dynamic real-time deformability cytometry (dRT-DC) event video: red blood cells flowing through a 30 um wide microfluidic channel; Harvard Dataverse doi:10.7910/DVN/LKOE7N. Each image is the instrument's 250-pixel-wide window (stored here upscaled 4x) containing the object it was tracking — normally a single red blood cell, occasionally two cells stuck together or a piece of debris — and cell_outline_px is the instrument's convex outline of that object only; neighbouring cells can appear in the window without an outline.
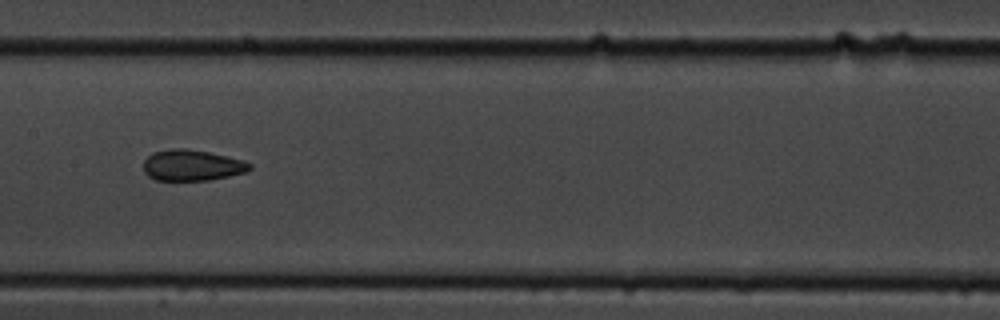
{"species": "common noctule bat (a hibernating species)", "species_latin": "Nyctalus noctula", "temperature_condition": "cold", "stored_images_in_passage": 9, "camera_frame_rate_fps": 3000, "um_per_image_px": 0.085, "animal": {"sex": "male", "body_mass_g": 19.5, "forearm_length_mm": 54.6}, "frame": {"image": 1, "passage_image": 6, "time_ms": 5.667, "image_size_px": [1000, 320], "cell_outline_px": [[252, 168], [248, 172], [208, 180], [156, 180], [148, 176], [144, 172], [144, 160], [152, 152], [172, 148], [188, 148], [208, 152], [244, 160], [252, 164]], "centroid_in_image_um": [16.33, 14.04], "position_along_channel_um": 191.1, "area_um2": 19.31}}
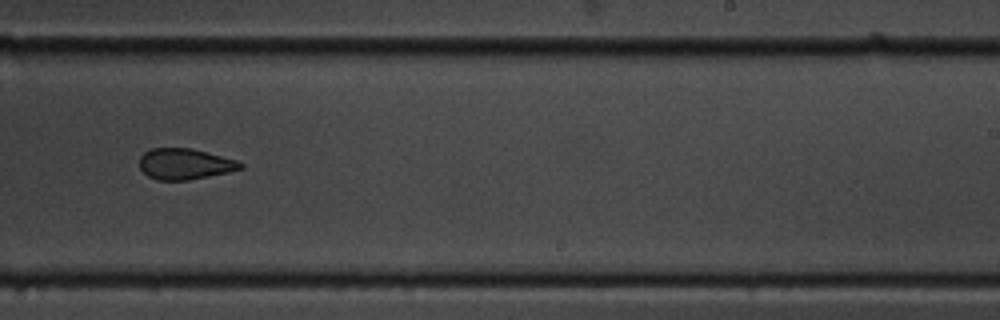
{"frame": {"image": 2, "passage_image": 8, "time_ms": 8.0, "image_size_px": [1000, 320], "cell_outline_px": [[244, 168], [228, 172], [188, 180], [156, 180], [148, 176], [140, 168], [140, 156], [144, 152], [152, 148], [192, 148], [236, 160], [244, 164]], "centroid_in_image_um": [15.7, 13.93], "position_along_channel_um": 273.3, "area_um2": 18.15}}
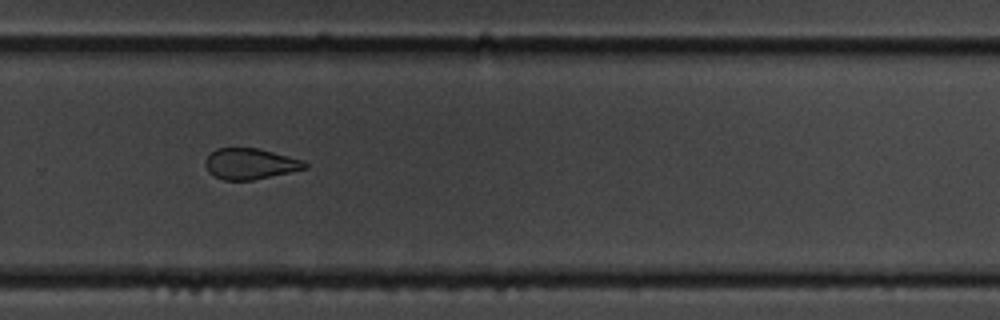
{"frame": {"image": 3, "passage_image": 9, "time_ms": 9.0, "image_size_px": [1000, 320], "cell_outline_px": [[308, 168], [252, 180], [224, 180], [208, 172], [204, 164], [204, 160], [216, 148], [256, 148], [304, 160], [308, 164]], "centroid_in_image_um": [21.26, 13.92], "position_along_channel_um": 308.5, "area_um2": 17.8}}